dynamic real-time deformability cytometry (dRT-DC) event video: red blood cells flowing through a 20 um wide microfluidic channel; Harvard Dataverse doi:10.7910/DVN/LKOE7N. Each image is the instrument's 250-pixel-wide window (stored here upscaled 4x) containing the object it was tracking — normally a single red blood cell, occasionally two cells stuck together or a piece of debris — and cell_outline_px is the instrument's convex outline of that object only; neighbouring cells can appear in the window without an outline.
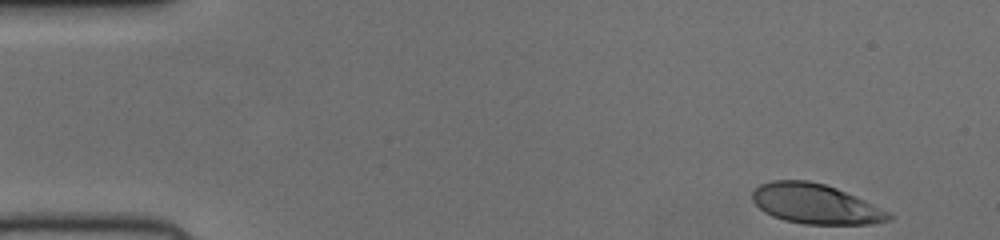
{"species": "human", "species_latin": "Homo sapiens", "temperature_condition": "cold", "stored_images_in_passage": 48, "camera_frame_rate_fps": 3000, "um_per_image_px": 0.085, "donor": {"sex": "female"}, "frame": {"image": 1, "passage_image": 1, "time_ms": 0.0, "image_size_px": [1000, 240], "cell_outline_px": [[892, 220], [872, 224], [804, 224], [784, 220], [772, 216], [764, 212], [752, 200], [752, 192], [760, 184], [772, 180], [808, 180], [824, 184], [836, 188], [856, 196], [888, 212], [892, 216]], "centroid_in_image_um": [69.29, 17.33], "position_along_channel_um": 15.7, "area_um2": 31.62}}
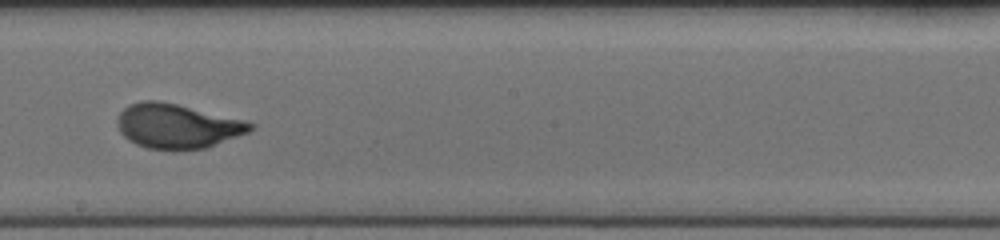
{"frame": {"image": 2, "passage_image": 26, "time_ms": 8.333, "image_size_px": [1000, 240], "cell_outline_px": [[256, 128], [248, 132], [208, 148], [172, 152], [148, 148], [136, 144], [128, 140], [120, 132], [116, 124], [116, 120], [120, 112], [128, 104], [140, 100], [160, 100], [248, 120], [256, 124]], "centroid_in_image_um": [15.09, 10.73], "position_along_channel_um": 233.1, "area_um2": 35.55}}
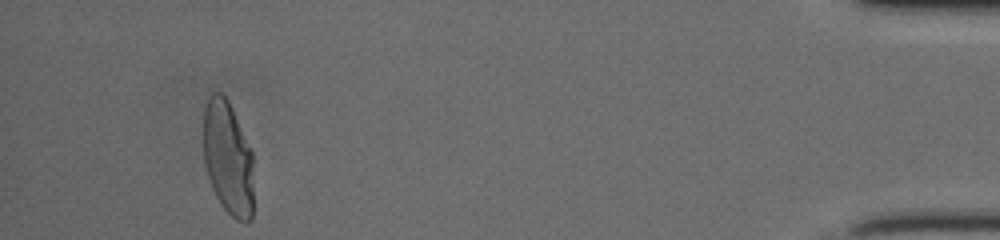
{"frame": {"image": 3, "passage_image": 45, "time_ms": 14.667, "image_size_px": [1000, 240], "cell_outline_px": [[252, 220], [244, 224], [236, 220], [220, 204], [212, 188], [204, 164], [204, 108], [208, 96], [212, 92], [220, 92], [228, 100], [232, 108], [252, 152]], "centroid_in_image_um": [19.37, 13.45], "position_along_channel_um": 415.8, "area_um2": 33.35}}